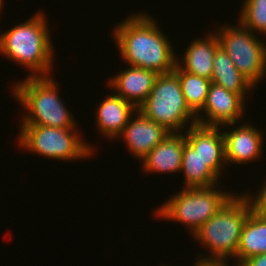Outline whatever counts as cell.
I'll return each instance as SVG.
<instances>
[{
	"label": "cell",
	"mask_w": 266,
	"mask_h": 266,
	"mask_svg": "<svg viewBox=\"0 0 266 266\" xmlns=\"http://www.w3.org/2000/svg\"><path fill=\"white\" fill-rule=\"evenodd\" d=\"M156 22L147 12L132 14L117 23L112 30V37L127 65L152 70L157 74L169 73L175 69L178 56L171 40Z\"/></svg>",
	"instance_id": "cell-1"
},
{
	"label": "cell",
	"mask_w": 266,
	"mask_h": 266,
	"mask_svg": "<svg viewBox=\"0 0 266 266\" xmlns=\"http://www.w3.org/2000/svg\"><path fill=\"white\" fill-rule=\"evenodd\" d=\"M0 32V55L26 67L29 77L50 76L55 52L45 13ZM47 19V20H46Z\"/></svg>",
	"instance_id": "cell-2"
},
{
	"label": "cell",
	"mask_w": 266,
	"mask_h": 266,
	"mask_svg": "<svg viewBox=\"0 0 266 266\" xmlns=\"http://www.w3.org/2000/svg\"><path fill=\"white\" fill-rule=\"evenodd\" d=\"M52 76H26L14 83L12 94L24 107L20 125H42L54 128H74L76 121L59 96V83ZM14 88V89H13Z\"/></svg>",
	"instance_id": "cell-3"
},
{
	"label": "cell",
	"mask_w": 266,
	"mask_h": 266,
	"mask_svg": "<svg viewBox=\"0 0 266 266\" xmlns=\"http://www.w3.org/2000/svg\"><path fill=\"white\" fill-rule=\"evenodd\" d=\"M253 210L251 201L244 192L233 194L219 211L208 219L192 237L210 251L209 256L200 254V259H234L240 244L245 220Z\"/></svg>",
	"instance_id": "cell-4"
},
{
	"label": "cell",
	"mask_w": 266,
	"mask_h": 266,
	"mask_svg": "<svg viewBox=\"0 0 266 266\" xmlns=\"http://www.w3.org/2000/svg\"><path fill=\"white\" fill-rule=\"evenodd\" d=\"M218 188V189H217ZM233 193L219 190L217 185L208 187L184 188L170 195L162 206L156 208V217L165 220L177 221L186 225L189 233L195 232L219 209Z\"/></svg>",
	"instance_id": "cell-5"
},
{
	"label": "cell",
	"mask_w": 266,
	"mask_h": 266,
	"mask_svg": "<svg viewBox=\"0 0 266 266\" xmlns=\"http://www.w3.org/2000/svg\"><path fill=\"white\" fill-rule=\"evenodd\" d=\"M137 109L169 132H183L188 129L187 125L197 123L196 114L187 105L174 71L157 76L149 96Z\"/></svg>",
	"instance_id": "cell-6"
},
{
	"label": "cell",
	"mask_w": 266,
	"mask_h": 266,
	"mask_svg": "<svg viewBox=\"0 0 266 266\" xmlns=\"http://www.w3.org/2000/svg\"><path fill=\"white\" fill-rule=\"evenodd\" d=\"M19 147L53 160L71 161L93 156V147L83 140L76 126L54 128L42 125H20ZM80 133V135H79ZM93 152V153H92Z\"/></svg>",
	"instance_id": "cell-7"
},
{
	"label": "cell",
	"mask_w": 266,
	"mask_h": 266,
	"mask_svg": "<svg viewBox=\"0 0 266 266\" xmlns=\"http://www.w3.org/2000/svg\"><path fill=\"white\" fill-rule=\"evenodd\" d=\"M217 31L215 30V33L220 46L241 74L255 87L261 80L263 82L266 77L265 41L240 23L236 26L221 25Z\"/></svg>",
	"instance_id": "cell-8"
},
{
	"label": "cell",
	"mask_w": 266,
	"mask_h": 266,
	"mask_svg": "<svg viewBox=\"0 0 266 266\" xmlns=\"http://www.w3.org/2000/svg\"><path fill=\"white\" fill-rule=\"evenodd\" d=\"M246 101L237 93L211 82L203 108L196 114L198 124L205 126H235L241 122ZM204 114L205 116L200 114ZM202 116V117H201ZM206 117V118H205ZM240 119V121H239Z\"/></svg>",
	"instance_id": "cell-9"
},
{
	"label": "cell",
	"mask_w": 266,
	"mask_h": 266,
	"mask_svg": "<svg viewBox=\"0 0 266 266\" xmlns=\"http://www.w3.org/2000/svg\"><path fill=\"white\" fill-rule=\"evenodd\" d=\"M242 124V125H241ZM233 130L224 131L225 160L227 164H247L260 159L263 151V131L253 124L241 123Z\"/></svg>",
	"instance_id": "cell-10"
},
{
	"label": "cell",
	"mask_w": 266,
	"mask_h": 266,
	"mask_svg": "<svg viewBox=\"0 0 266 266\" xmlns=\"http://www.w3.org/2000/svg\"><path fill=\"white\" fill-rule=\"evenodd\" d=\"M169 133L165 127L148 119L137 109L117 138L122 136L128 151L142 160Z\"/></svg>",
	"instance_id": "cell-11"
},
{
	"label": "cell",
	"mask_w": 266,
	"mask_h": 266,
	"mask_svg": "<svg viewBox=\"0 0 266 266\" xmlns=\"http://www.w3.org/2000/svg\"><path fill=\"white\" fill-rule=\"evenodd\" d=\"M186 141L198 152L204 163L219 177L225 168L224 137L221 126H205L194 124L188 126ZM223 167V168H222ZM221 173V174H220Z\"/></svg>",
	"instance_id": "cell-12"
},
{
	"label": "cell",
	"mask_w": 266,
	"mask_h": 266,
	"mask_svg": "<svg viewBox=\"0 0 266 266\" xmlns=\"http://www.w3.org/2000/svg\"><path fill=\"white\" fill-rule=\"evenodd\" d=\"M158 75L152 70L127 65L125 70L110 77L107 85L116 95L138 108L149 96Z\"/></svg>",
	"instance_id": "cell-13"
},
{
	"label": "cell",
	"mask_w": 266,
	"mask_h": 266,
	"mask_svg": "<svg viewBox=\"0 0 266 266\" xmlns=\"http://www.w3.org/2000/svg\"><path fill=\"white\" fill-rule=\"evenodd\" d=\"M186 136L184 132H170L142 160L141 167L146 173L180 172Z\"/></svg>",
	"instance_id": "cell-14"
},
{
	"label": "cell",
	"mask_w": 266,
	"mask_h": 266,
	"mask_svg": "<svg viewBox=\"0 0 266 266\" xmlns=\"http://www.w3.org/2000/svg\"><path fill=\"white\" fill-rule=\"evenodd\" d=\"M96 110L97 130L103 137L116 140L137 108L119 95L111 93L105 96Z\"/></svg>",
	"instance_id": "cell-15"
},
{
	"label": "cell",
	"mask_w": 266,
	"mask_h": 266,
	"mask_svg": "<svg viewBox=\"0 0 266 266\" xmlns=\"http://www.w3.org/2000/svg\"><path fill=\"white\" fill-rule=\"evenodd\" d=\"M208 33L205 38H195L190 42L183 59L177 58V65L183 71L211 80L214 55L220 44L216 33Z\"/></svg>",
	"instance_id": "cell-16"
},
{
	"label": "cell",
	"mask_w": 266,
	"mask_h": 266,
	"mask_svg": "<svg viewBox=\"0 0 266 266\" xmlns=\"http://www.w3.org/2000/svg\"><path fill=\"white\" fill-rule=\"evenodd\" d=\"M211 82L239 94L245 101L255 86L234 65L228 54L219 46L214 55Z\"/></svg>",
	"instance_id": "cell-17"
},
{
	"label": "cell",
	"mask_w": 266,
	"mask_h": 266,
	"mask_svg": "<svg viewBox=\"0 0 266 266\" xmlns=\"http://www.w3.org/2000/svg\"><path fill=\"white\" fill-rule=\"evenodd\" d=\"M266 253V219L253 210L244 222L234 266H240L248 258Z\"/></svg>",
	"instance_id": "cell-18"
},
{
	"label": "cell",
	"mask_w": 266,
	"mask_h": 266,
	"mask_svg": "<svg viewBox=\"0 0 266 266\" xmlns=\"http://www.w3.org/2000/svg\"><path fill=\"white\" fill-rule=\"evenodd\" d=\"M180 172L184 176V188L208 187L220 183V177L204 163L198 152L187 141L184 143Z\"/></svg>",
	"instance_id": "cell-19"
},
{
	"label": "cell",
	"mask_w": 266,
	"mask_h": 266,
	"mask_svg": "<svg viewBox=\"0 0 266 266\" xmlns=\"http://www.w3.org/2000/svg\"><path fill=\"white\" fill-rule=\"evenodd\" d=\"M173 71L178 76L187 105L197 114L206 102L211 80L183 71L178 65Z\"/></svg>",
	"instance_id": "cell-20"
},
{
	"label": "cell",
	"mask_w": 266,
	"mask_h": 266,
	"mask_svg": "<svg viewBox=\"0 0 266 266\" xmlns=\"http://www.w3.org/2000/svg\"><path fill=\"white\" fill-rule=\"evenodd\" d=\"M243 4L238 23L253 33L266 35V0H244Z\"/></svg>",
	"instance_id": "cell-21"
},
{
	"label": "cell",
	"mask_w": 266,
	"mask_h": 266,
	"mask_svg": "<svg viewBox=\"0 0 266 266\" xmlns=\"http://www.w3.org/2000/svg\"><path fill=\"white\" fill-rule=\"evenodd\" d=\"M249 197L253 211L256 212L259 216L266 219V179L264 180V184L261 185V189L258 190L257 195H252L251 192H245Z\"/></svg>",
	"instance_id": "cell-22"
},
{
	"label": "cell",
	"mask_w": 266,
	"mask_h": 266,
	"mask_svg": "<svg viewBox=\"0 0 266 266\" xmlns=\"http://www.w3.org/2000/svg\"><path fill=\"white\" fill-rule=\"evenodd\" d=\"M240 266H266V253L252 256L245 260Z\"/></svg>",
	"instance_id": "cell-23"
},
{
	"label": "cell",
	"mask_w": 266,
	"mask_h": 266,
	"mask_svg": "<svg viewBox=\"0 0 266 266\" xmlns=\"http://www.w3.org/2000/svg\"><path fill=\"white\" fill-rule=\"evenodd\" d=\"M197 260V261H196ZM195 263L192 266H229L228 260H216V259H195Z\"/></svg>",
	"instance_id": "cell-24"
},
{
	"label": "cell",
	"mask_w": 266,
	"mask_h": 266,
	"mask_svg": "<svg viewBox=\"0 0 266 266\" xmlns=\"http://www.w3.org/2000/svg\"><path fill=\"white\" fill-rule=\"evenodd\" d=\"M4 2H3V0H0V12H2L1 11V9L3 8V6H4V4H3ZM1 14V13H0ZM1 16V15H0Z\"/></svg>",
	"instance_id": "cell-25"
}]
</instances>
